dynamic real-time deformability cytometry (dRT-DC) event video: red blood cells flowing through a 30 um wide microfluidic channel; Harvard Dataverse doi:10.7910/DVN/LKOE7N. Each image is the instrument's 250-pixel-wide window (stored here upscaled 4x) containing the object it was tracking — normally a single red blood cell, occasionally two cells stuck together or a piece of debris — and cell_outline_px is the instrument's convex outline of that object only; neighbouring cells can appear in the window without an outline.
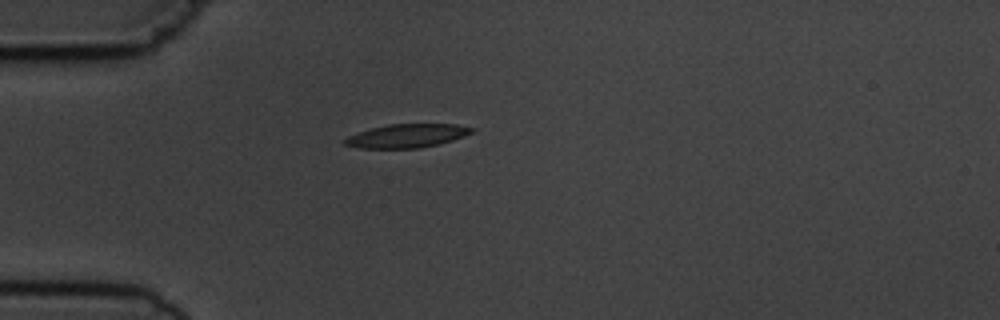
{"species": "common noctule bat (a hibernating species)", "species_latin": "Nyctalus noctula", "temperature_condition": "cold", "stored_images_in_passage": 1, "camera_frame_rate_fps": 3000, "um_per_image_px": 0.085, "animal": {"sex": "male", "body_mass_g": 19.5, "forearm_length_mm": 54.6}, "frame": {"image": 1, "passage_image": 1, "time_ms": 0.0, "image_size_px": [1000, 320], "cell_outline_px": [[476, 128], [472, 132], [464, 136], [440, 144], [420, 148], [360, 148], [344, 144], [344, 140], [348, 136], [372, 128], [388, 124], [456, 124]], "centroid_in_image_um": [34.63, 11.54], "position_along_channel_um": 50.4, "area_um2": 17.34}}